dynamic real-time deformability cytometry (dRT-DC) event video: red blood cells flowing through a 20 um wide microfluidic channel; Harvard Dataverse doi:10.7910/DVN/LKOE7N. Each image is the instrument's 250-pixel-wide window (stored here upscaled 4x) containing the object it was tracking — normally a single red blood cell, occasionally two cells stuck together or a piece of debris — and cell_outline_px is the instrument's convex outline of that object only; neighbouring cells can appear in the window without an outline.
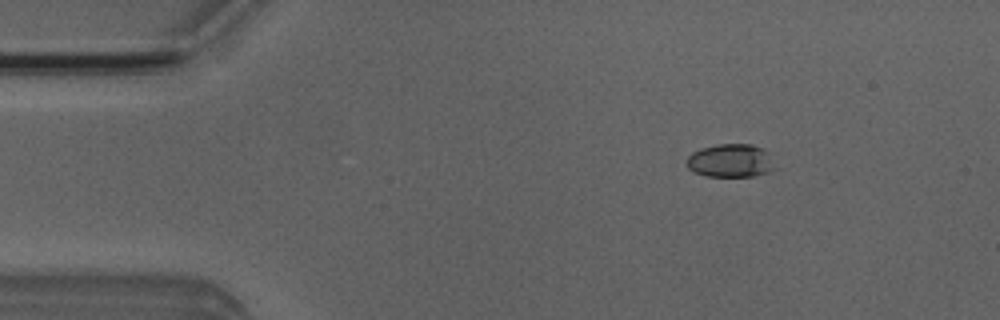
{"species": "Egyptian fruit bat (a non-hibernating species)", "species_latin": "Rousettus aegyptiacus", "temperature_condition": "room temperature", "stored_images_in_passage": 51, "camera_frame_rate_fps": 3000, "um_per_image_px": 0.085, "animal": {"sex": "male"}, "frame": {"image": 1, "passage_image": 7, "time_ms": 2.0, "image_size_px": [1000, 320], "cell_outline_px": [[776, 168], [768, 172], [752, 176], [708, 176], [692, 172], [688, 168], [688, 156], [692, 152], [700, 148], [716, 144], [752, 144], [764, 148], [768, 152]], "centroid_in_image_um": [62.11, 13.64], "position_along_channel_um": 22.9, "area_um2": 17.22}}
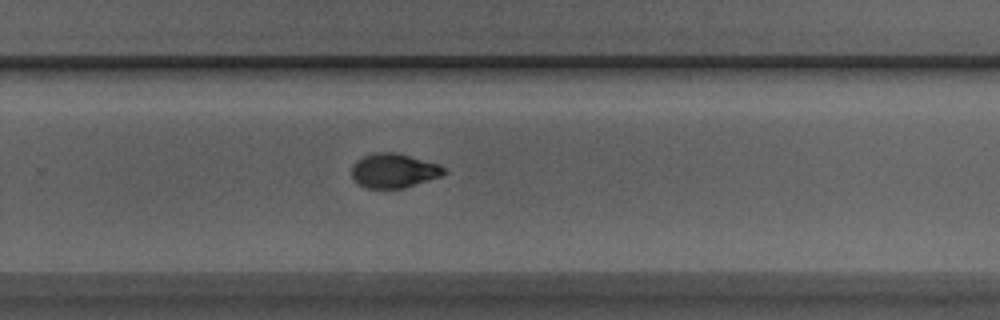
{"frame": {"image": 2, "passage_image": 33, "time_ms": 10.667, "image_size_px": [1000, 320], "cell_outline_px": [[448, 172], [440, 176], [404, 188], [368, 188], [360, 184], [352, 176], [352, 168], [356, 160], [364, 156], [376, 152], [392, 152], [408, 156], [436, 164], [444, 168]], "centroid_in_image_um": [33.45, 14.51], "position_along_channel_um": 296.3, "area_um2": 17.98}}
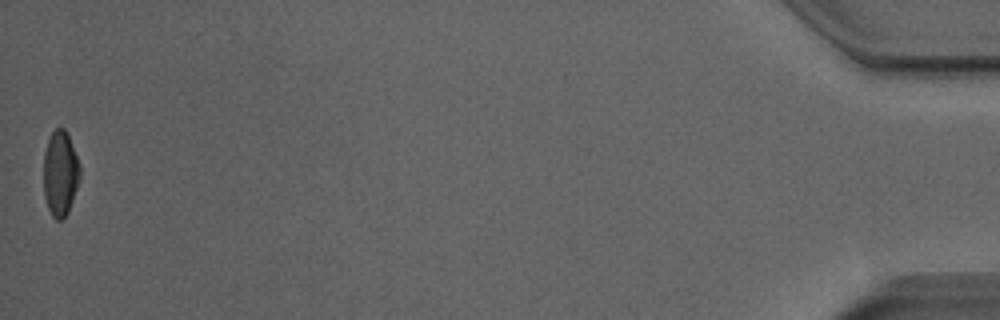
{"frame": {"image": 3, "passage_image": 51, "time_ms": 16.667, "image_size_px": [1000, 320], "cell_outline_px": [[80, 176], [68, 212], [60, 220], [56, 220], [52, 216], [48, 208], [44, 196], [44, 152], [48, 140], [52, 132], [56, 128], [64, 128], [68, 136], [76, 156], [80, 168]], "centroid_in_image_um": [5.1, 14.75], "position_along_channel_um": 430.1, "area_um2": 17.69}, "authors_computed_cell_mechanics": {"area_um2": 18.4382, "velocity_mm_per_s": 3.9604, "shape_relaxation_time_tau1_ms": 3.7653, "shape_relaxation_time_tau2_ms": 2.2668, "deformation_change_tau1": 0.1429, "deformation_change_tau2": 0.0564}}